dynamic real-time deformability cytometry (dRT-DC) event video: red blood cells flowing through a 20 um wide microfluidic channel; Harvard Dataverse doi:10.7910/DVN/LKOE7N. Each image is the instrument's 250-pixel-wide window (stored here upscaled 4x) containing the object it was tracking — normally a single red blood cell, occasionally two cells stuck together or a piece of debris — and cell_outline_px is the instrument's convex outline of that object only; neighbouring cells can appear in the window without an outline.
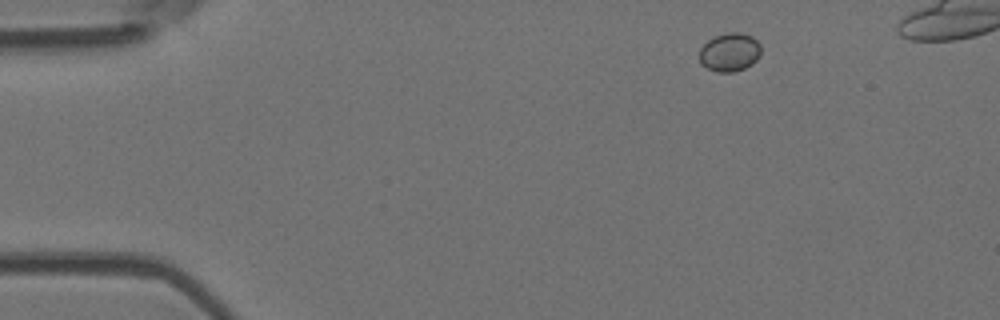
{"species": "Egyptian fruit bat (a non-hibernating species)", "species_latin": "Rousettus aegyptiacus", "temperature_condition": "room temperature", "stored_images_in_passage": 3, "camera_frame_rate_fps": 3000, "um_per_image_px": 0.085, "animal": {"sex": "female"}, "frame": {"image": 1, "passage_image": 1, "time_ms": 0.0, "image_size_px": [1000, 320], "cell_outline_px": [[760, 56], [752, 64], [744, 68], [732, 72], [716, 72], [700, 64], [700, 48], [708, 40], [716, 36], [728, 32], [740, 32], [752, 36], [760, 44]], "centroid_in_image_um": [62.03, 4.44], "position_along_channel_um": 23.0, "area_um2": 13.81}}